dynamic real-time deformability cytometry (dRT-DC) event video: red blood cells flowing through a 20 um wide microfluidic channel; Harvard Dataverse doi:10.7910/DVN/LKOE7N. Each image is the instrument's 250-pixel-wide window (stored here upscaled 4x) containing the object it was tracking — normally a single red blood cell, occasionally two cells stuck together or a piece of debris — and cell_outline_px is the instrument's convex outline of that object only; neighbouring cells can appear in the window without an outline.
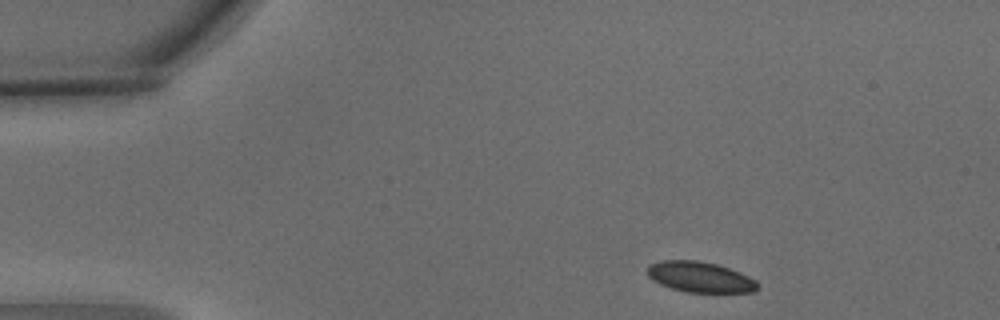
{"species": "common noctule bat (a hibernating species)", "species_latin": "Nyctalus noctula", "temperature_condition": "warm", "stored_images_in_passage": 3, "camera_frame_rate_fps": 3000, "um_per_image_px": 0.085, "animal": {"sex": "male", "body_mass_g": 15.6}, "frame": {"image": 1, "passage_image": 1, "time_ms": 0.0, "image_size_px": [1000, 320], "cell_outline_px": [[756, 288], [752, 292], [688, 292], [672, 288], [660, 284], [652, 280], [644, 272], [652, 264], [664, 260], [696, 260], [716, 264], [740, 272], [756, 280]], "centroid_in_image_um": [59.46, 23.54], "position_along_channel_um": 25.5, "area_um2": 19.42}}